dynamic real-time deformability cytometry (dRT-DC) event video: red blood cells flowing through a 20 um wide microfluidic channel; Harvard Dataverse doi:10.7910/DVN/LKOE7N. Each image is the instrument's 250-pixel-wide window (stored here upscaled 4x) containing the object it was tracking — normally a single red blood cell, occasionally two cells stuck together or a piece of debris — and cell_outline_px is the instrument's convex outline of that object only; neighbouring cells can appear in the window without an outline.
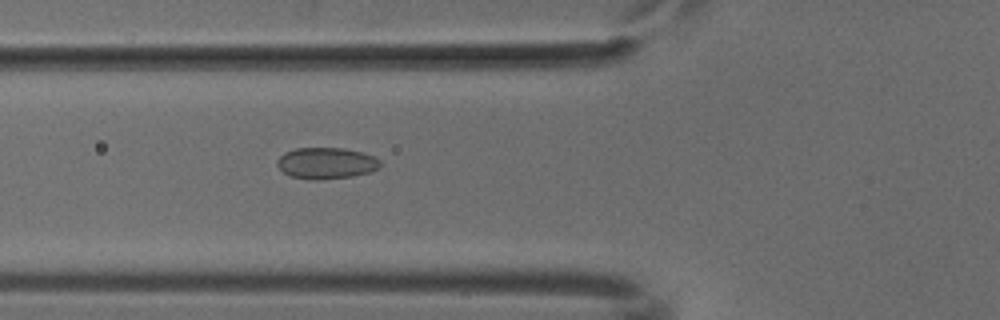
{"species": "common noctule bat (a hibernating species)", "species_latin": "Nyctalus noctula", "temperature_condition": "cold", "stored_images_in_passage": 51, "camera_frame_rate_fps": 3000, "um_per_image_px": 0.085, "animal": {"sex": "male", "body_mass_g": 18.8}, "frame": {"image": 1, "passage_image": 19, "time_ms": 6.0, "image_size_px": [1000, 320], "cell_outline_px": [[380, 168], [368, 172], [352, 176], [320, 180], [316, 180], [292, 176], [284, 172], [276, 164], [276, 160], [284, 152], [296, 148], [344, 148], [364, 152], [380, 160]], "centroid_in_image_um": [27.73, 13.86], "position_along_channel_um": 98.1, "area_um2": 18.79}}
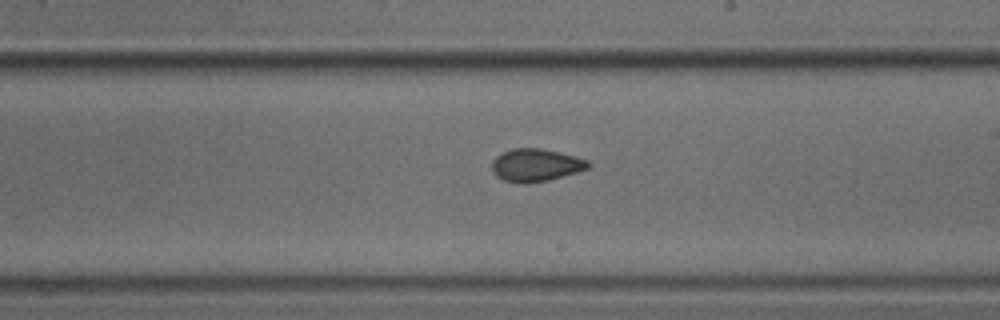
{"frame": {"image": 2, "passage_image": 30, "time_ms": 9.667, "image_size_px": [1000, 320], "cell_outline_px": [[592, 164], [588, 168], [576, 172], [548, 180], [524, 184], [520, 184], [504, 180], [496, 176], [492, 168], [492, 160], [496, 156], [512, 148], [540, 148], [576, 156], [588, 160]], "centroid_in_image_um": [45.54, 14.03], "position_along_channel_um": 243.5, "area_um2": 18.32}}
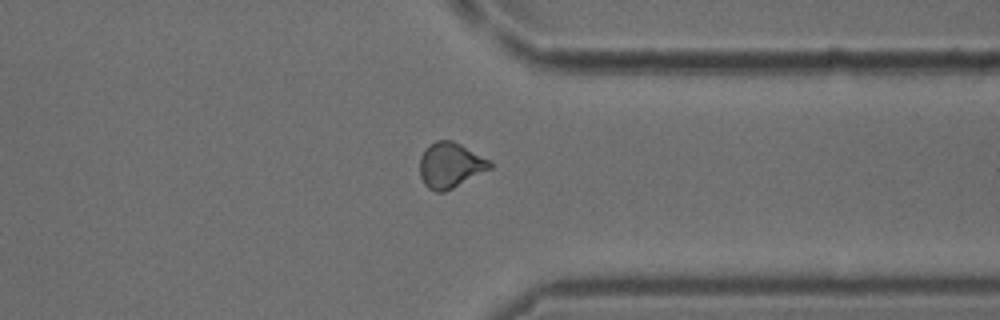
{"frame": {"image": 3, "passage_image": 40, "time_ms": 13.0, "image_size_px": [1000, 320], "cell_outline_px": [[492, 168], [444, 192], [436, 192], [428, 188], [424, 184], [420, 176], [420, 156], [428, 144], [436, 140], [452, 140], [460, 144], [488, 160], [492, 164]], "centroid_in_image_um": [38.23, 14.04], "position_along_channel_um": 373.2, "area_um2": 18.38}}